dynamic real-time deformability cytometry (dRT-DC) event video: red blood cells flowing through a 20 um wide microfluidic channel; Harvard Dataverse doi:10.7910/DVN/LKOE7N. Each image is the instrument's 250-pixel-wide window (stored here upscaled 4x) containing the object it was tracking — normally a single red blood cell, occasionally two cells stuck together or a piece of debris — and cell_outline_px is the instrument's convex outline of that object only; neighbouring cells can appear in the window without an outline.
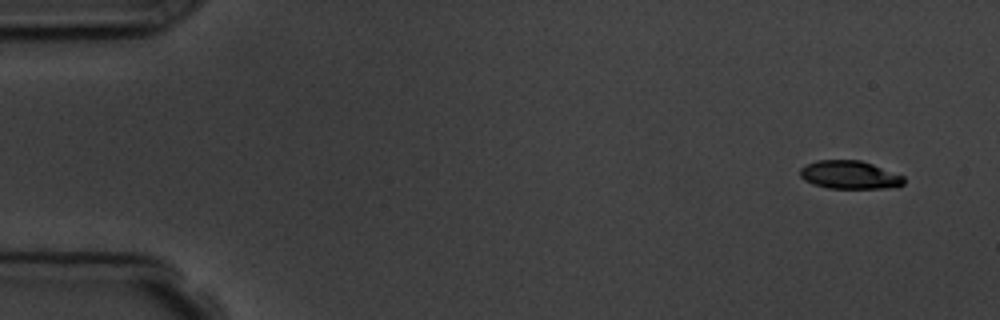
{"species": "common noctule bat (a hibernating species)", "species_latin": "Nyctalus noctula", "temperature_condition": "room temperature", "stored_images_in_passage": 8, "camera_frame_rate_fps": 3000, "um_per_image_px": 0.085, "animal": {"sex": "male", "body_mass_g": 19.5, "forearm_length_mm": 54.6}, "frame": {"image": 1, "passage_image": 1, "time_ms": 0.0, "image_size_px": [1000, 320], "cell_outline_px": [[904, 184], [896, 188], [828, 188], [812, 184], [804, 180], [800, 176], [800, 168], [816, 160], [860, 160], [872, 164], [904, 176]], "centroid_in_image_um": [72.22, 14.87], "position_along_channel_um": 12.8, "area_um2": 17.11}}
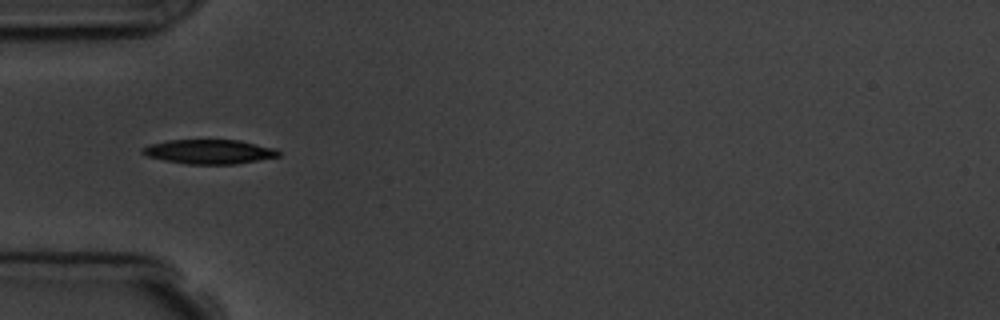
{"frame": {"image": 2, "passage_image": 5, "time_ms": 4.667, "image_size_px": [1000, 320], "cell_outline_px": [[280, 156], [236, 164], [188, 164], [164, 160], [148, 156], [140, 152], [140, 148], [148, 144], [168, 140], [240, 140], [276, 148], [280, 152]], "centroid_in_image_um": [17.77, 12.89], "position_along_channel_um": 67.2, "area_um2": 19.42}}